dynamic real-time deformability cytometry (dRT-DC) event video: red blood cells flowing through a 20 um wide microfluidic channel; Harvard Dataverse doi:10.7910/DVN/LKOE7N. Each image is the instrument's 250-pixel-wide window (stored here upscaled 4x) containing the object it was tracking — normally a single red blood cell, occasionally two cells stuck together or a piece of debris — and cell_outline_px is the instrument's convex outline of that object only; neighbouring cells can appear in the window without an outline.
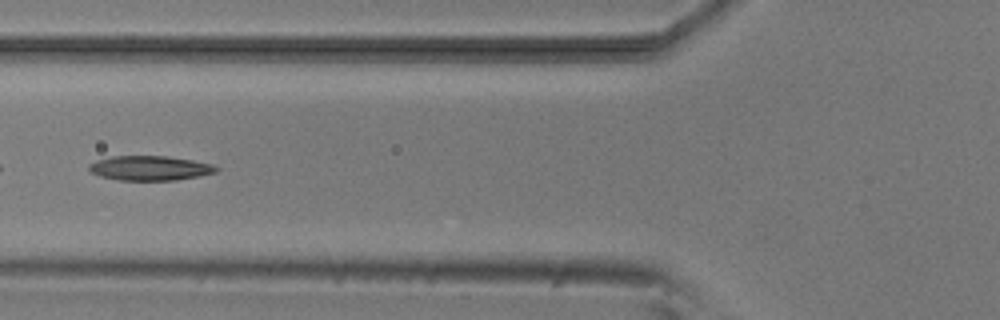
{"species": "common noctule bat (a hibernating species)", "species_latin": "Nyctalus noctula", "temperature_condition": "room temperature", "stored_images_in_passage": 6, "camera_frame_rate_fps": 3000, "um_per_image_px": 0.085, "animal": {"sex": "male", "body_mass_g": 20.5, "forearm_length_mm": 52.5}, "frame": {"image": 1, "passage_image": 5, "time_ms": 5.667, "image_size_px": [1000, 320], "cell_outline_px": [[220, 168], [216, 172], [200, 176], [176, 180], [120, 180], [100, 176], [92, 172], [88, 168], [88, 164], [96, 160], [112, 156], [164, 156], [192, 160], [212, 164]], "centroid_in_image_um": [12.75, 14.29], "position_along_channel_um": 113.1, "area_um2": 18.21}}
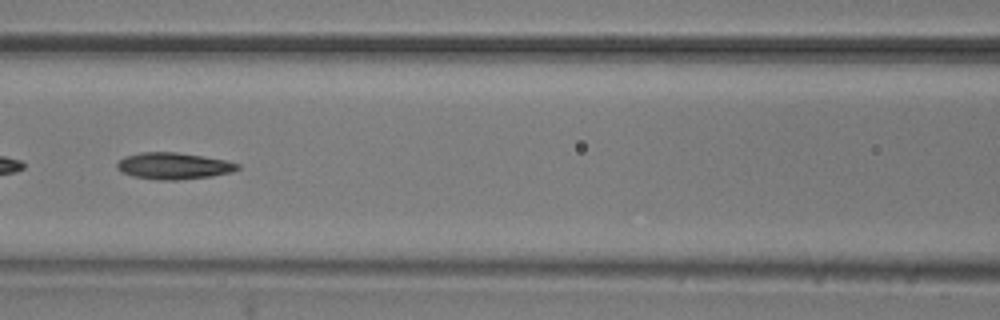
{"frame": {"image": 2, "passage_image": 6, "time_ms": 6.667, "image_size_px": [1000, 320], "cell_outline_px": [[240, 168], [232, 172], [212, 176], [176, 180], [160, 180], [132, 176], [120, 172], [116, 168], [116, 164], [124, 156], [140, 152], [176, 152], [204, 156], [228, 160], [240, 164]], "centroid_in_image_um": [14.76, 14.1], "position_along_channel_um": 151.8, "area_um2": 18.9}}